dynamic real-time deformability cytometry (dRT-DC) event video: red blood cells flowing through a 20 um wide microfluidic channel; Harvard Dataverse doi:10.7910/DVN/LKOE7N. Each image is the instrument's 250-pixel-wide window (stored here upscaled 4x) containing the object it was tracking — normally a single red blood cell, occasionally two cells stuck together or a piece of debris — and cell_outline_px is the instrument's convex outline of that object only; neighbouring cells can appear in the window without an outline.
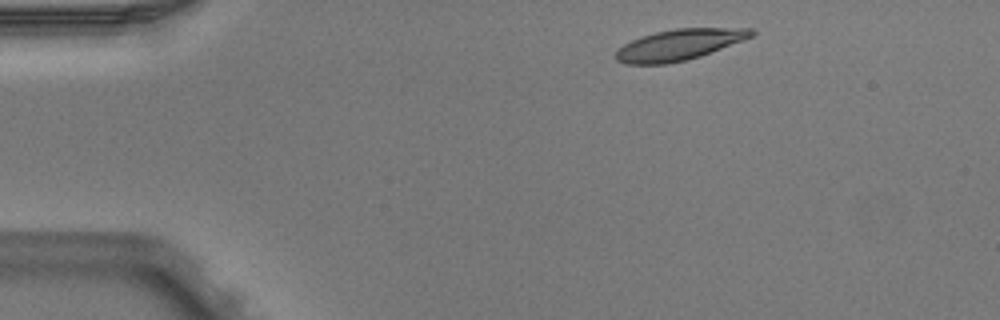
{"species": "Egyptian fruit bat (a non-hibernating species)", "species_latin": "Rousettus aegyptiacus", "temperature_condition": "warm", "stored_images_in_passage": 3, "camera_frame_rate_fps": 3000, "um_per_image_px": 0.085, "animal": {"sex": "male"}, "frame": {"image": 1, "passage_image": 1, "time_ms": 0.0, "image_size_px": [1000, 320], "cell_outline_px": [[756, 32], [752, 36], [744, 40], [700, 56], [688, 60], [668, 64], [624, 64], [616, 60], [612, 56], [624, 44], [640, 36], [656, 32], [676, 28], [752, 28]], "centroid_in_image_um": [57.7, 3.81], "position_along_channel_um": 27.3, "area_um2": 24.57}}